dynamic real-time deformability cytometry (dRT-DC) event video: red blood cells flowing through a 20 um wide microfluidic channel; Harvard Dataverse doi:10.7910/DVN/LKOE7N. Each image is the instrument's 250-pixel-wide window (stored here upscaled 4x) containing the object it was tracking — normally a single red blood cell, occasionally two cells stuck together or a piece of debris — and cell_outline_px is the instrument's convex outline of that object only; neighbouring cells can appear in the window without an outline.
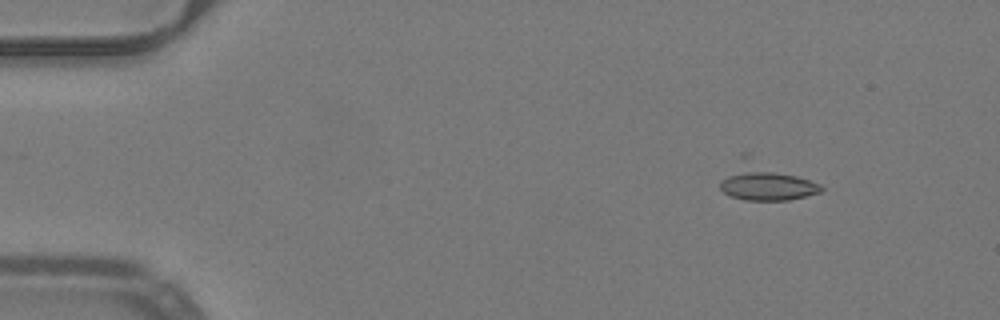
{"species": "common noctule bat (a hibernating species)", "species_latin": "Nyctalus noctula", "temperature_condition": "warm", "stored_images_in_passage": 51, "camera_frame_rate_fps": 3000, "um_per_image_px": 0.085, "animal": {"sex": "male", "body_mass_g": 19.2, "forearm_length_mm": 51.8}, "frame": {"image": 1, "passage_image": 6, "time_ms": 1.667, "image_size_px": [1000, 320], "cell_outline_px": [[824, 188], [820, 192], [788, 200], [744, 200], [732, 196], [724, 192], [720, 188], [720, 180], [740, 152], [748, 152], [820, 184]], "centroid_in_image_um": [64.98, 15.36], "position_along_channel_um": 20.0, "area_um2": 22.72}}
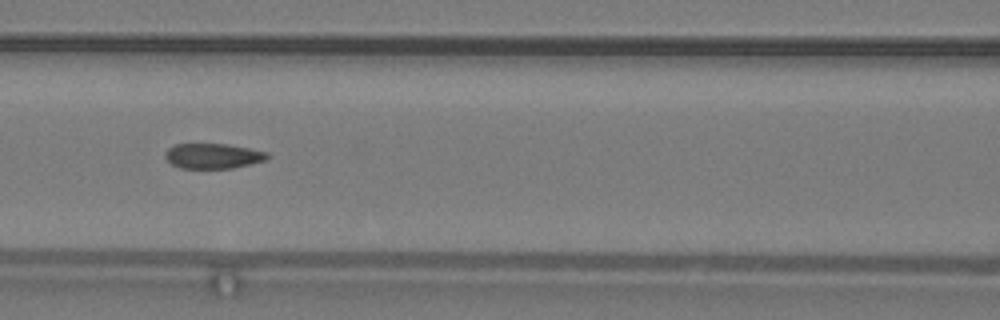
{"frame": {"image": 2, "passage_image": 23, "time_ms": 7.333, "image_size_px": [1000, 320], "cell_outline_px": [[268, 160], [232, 168], [180, 168], [172, 164], [164, 156], [164, 152], [168, 148], [176, 144], [228, 144], [268, 152]], "centroid_in_image_um": [18.1, 13.25], "position_along_channel_um": 148.5, "area_um2": 14.97}}
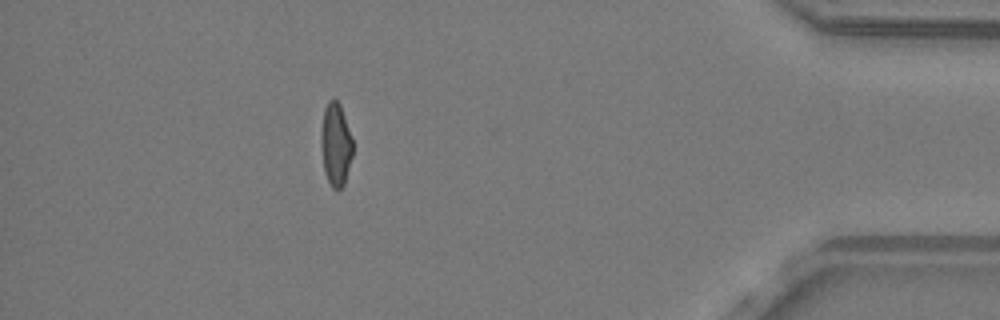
{"frame": {"image": 3, "passage_image": 46, "time_ms": 15.0, "image_size_px": [1000, 320], "cell_outline_px": [[352, 156], [344, 184], [340, 188], [332, 188], [324, 172], [320, 144], [320, 136], [324, 108], [328, 100], [336, 100], [340, 104], [352, 140]], "centroid_in_image_um": [28.51, 12.28], "position_along_channel_um": 406.7, "area_um2": 15.2}, "authors_computed_cell_mechanics": {"area_um2": 15.9528, "velocity_mm_per_s": 4.0131, "shape_relaxation_time_tau1_ms": null, "shape_relaxation_time_tau2_ms": 1.7782, "deformation_change_tau1": null, "deformation_change_tau2": 0.07}}